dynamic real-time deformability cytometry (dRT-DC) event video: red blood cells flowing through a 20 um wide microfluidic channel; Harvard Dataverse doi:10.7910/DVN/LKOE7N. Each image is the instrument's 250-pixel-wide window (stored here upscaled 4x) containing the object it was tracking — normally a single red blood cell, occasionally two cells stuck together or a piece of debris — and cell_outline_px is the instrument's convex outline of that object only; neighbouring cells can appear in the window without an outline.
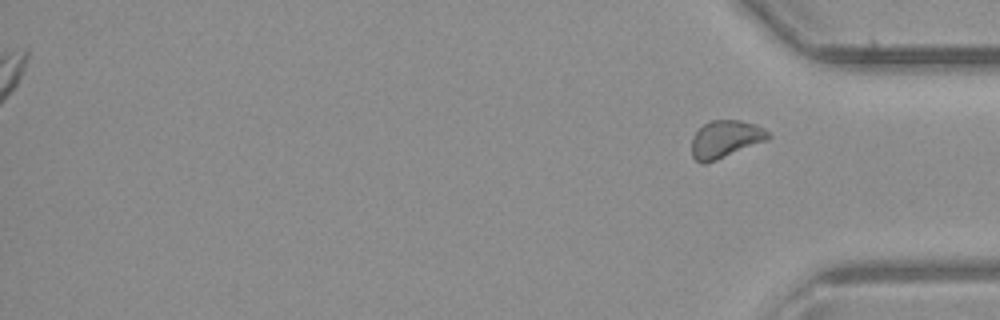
{"species": "common noctule bat (a hibernating species)", "species_latin": "Nyctalus noctula", "temperature_condition": "room temperature", "stored_images_in_passage": 28, "segment_of_instrument_passage": [2, 2], "camera_frame_rate_fps": 3000, "um_per_image_px": 0.085, "animal": {"sex": "male", "body_mass_g": 23.1, "forearm_length_mm": 52.7}, "frame": {"image": 1, "passage_image": 28, "time_ms": 9.0, "image_size_px": [1000, 320], "cell_outline_px": [[772, 136], [768, 140], [716, 160], [704, 164], [700, 164], [692, 156], [692, 136], [704, 124], [712, 120], [740, 120], [756, 124], [764, 128]], "centroid_in_image_um": [61.67, 11.82], "position_along_channel_um": 373.5, "area_um2": 16.76}}